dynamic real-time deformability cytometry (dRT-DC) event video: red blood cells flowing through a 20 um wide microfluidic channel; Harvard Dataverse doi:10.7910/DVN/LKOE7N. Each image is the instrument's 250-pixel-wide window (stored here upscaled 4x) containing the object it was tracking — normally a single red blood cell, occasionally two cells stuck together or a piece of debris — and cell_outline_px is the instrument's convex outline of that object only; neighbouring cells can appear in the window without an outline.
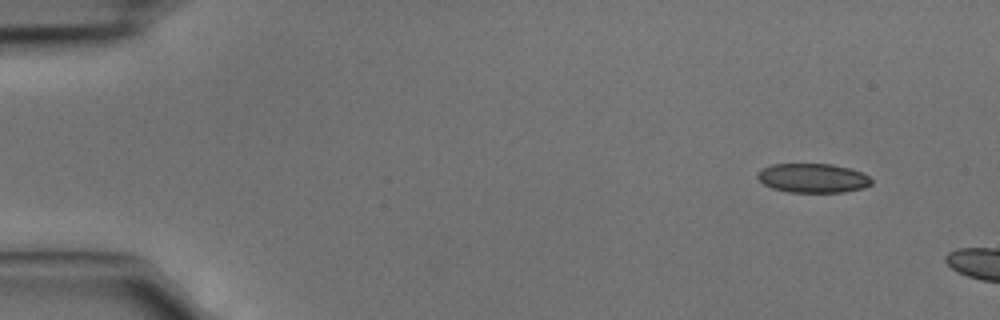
{"species": "common noctule bat (a hibernating species)", "species_latin": "Nyctalus noctula", "temperature_condition": "cold", "stored_images_in_passage": 2, "camera_frame_rate_fps": 3000, "um_per_image_px": 0.085, "animal": {"sex": "male", "body_mass_g": 15.6}, "frame": {"image": 1, "passage_image": 1, "time_ms": 0.0, "image_size_px": [1000, 320], "cell_outline_px": [[872, 184], [864, 188], [844, 192], [788, 192], [772, 188], [764, 184], [756, 176], [756, 172], [760, 168], [772, 164], [832, 164], [852, 168], [868, 176], [872, 180]], "centroid_in_image_um": [69.08, 15.13], "position_along_channel_um": 15.9, "area_um2": 19.59}}